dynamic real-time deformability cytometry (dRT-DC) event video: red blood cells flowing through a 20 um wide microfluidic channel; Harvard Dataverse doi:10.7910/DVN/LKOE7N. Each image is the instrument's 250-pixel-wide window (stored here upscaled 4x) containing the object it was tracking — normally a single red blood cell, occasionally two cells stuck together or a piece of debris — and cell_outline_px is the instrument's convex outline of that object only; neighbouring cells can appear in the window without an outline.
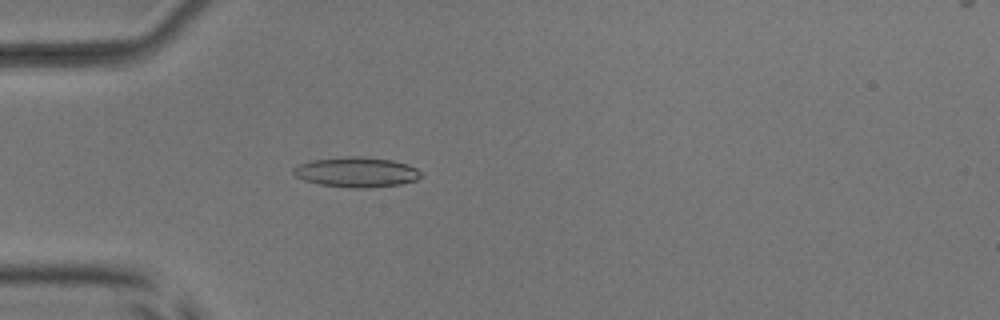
{"species": "common noctule bat (a hibernating species)", "species_latin": "Nyctalus noctula", "temperature_condition": "room temperature", "stored_images_in_passage": 53, "camera_frame_rate_fps": 3000, "um_per_image_px": 0.085, "animal": {"sex": "male", "body_mass_g": 17.9, "forearm_length_mm": 54.2}, "frame": {"image": 1, "passage_image": 16, "time_ms": 5.0, "image_size_px": [1000, 320], "cell_outline_px": [[424, 176], [416, 180], [400, 184], [368, 188], [348, 188], [320, 184], [304, 180], [296, 176], [292, 172], [292, 168], [300, 164], [312, 160], [344, 156], [360, 156], [392, 160], [408, 164], [416, 168]], "centroid_in_image_um": [30.31, 14.63], "position_along_channel_um": 54.7, "area_um2": 22.48}}
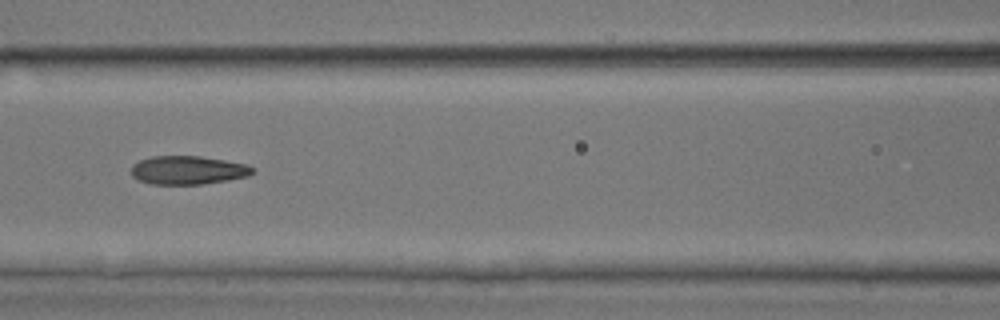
{"frame": {"image": 2, "passage_image": 24, "time_ms": 7.667, "image_size_px": [1000, 320], "cell_outline_px": [[256, 172], [248, 176], [228, 180], [204, 184], [152, 184], [136, 180], [132, 176], [132, 164], [140, 160], [152, 156], [200, 156], [224, 160], [244, 164], [256, 168]], "centroid_in_image_um": [15.98, 14.47], "position_along_channel_um": 150.6, "area_um2": 20.29}}
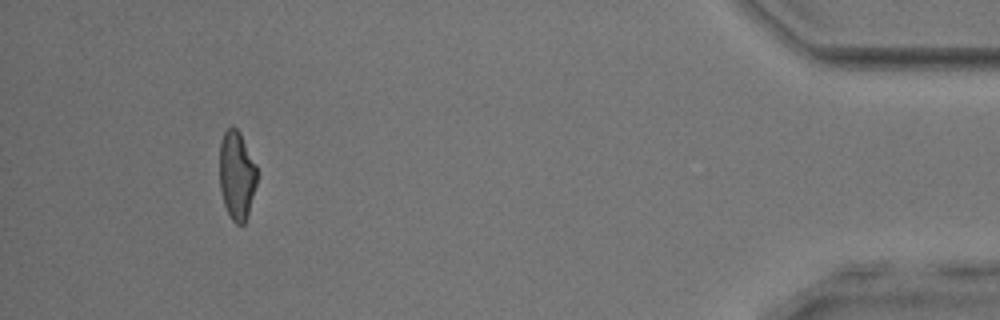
{"frame": {"image": 3, "passage_image": 49, "time_ms": 16.0, "image_size_px": [1000, 320], "cell_outline_px": [[256, 184], [248, 212], [244, 224], [236, 224], [232, 220], [224, 204], [220, 188], [220, 140], [224, 132], [232, 124], [240, 132], [256, 164]], "centroid_in_image_um": [20.11, 14.85], "position_along_channel_um": 415.1, "area_um2": 19.19}, "authors_computed_cell_mechanics": {"area_um2": 20.4612, "velocity_mm_per_s": 3.9377, "shape_relaxation_time_tau1_ms": 8.9386, "shape_relaxation_time_tau2_ms": 1.8303, "deformation_change_tau1": 0.2159, "deformation_change_tau2": 0.0979}}